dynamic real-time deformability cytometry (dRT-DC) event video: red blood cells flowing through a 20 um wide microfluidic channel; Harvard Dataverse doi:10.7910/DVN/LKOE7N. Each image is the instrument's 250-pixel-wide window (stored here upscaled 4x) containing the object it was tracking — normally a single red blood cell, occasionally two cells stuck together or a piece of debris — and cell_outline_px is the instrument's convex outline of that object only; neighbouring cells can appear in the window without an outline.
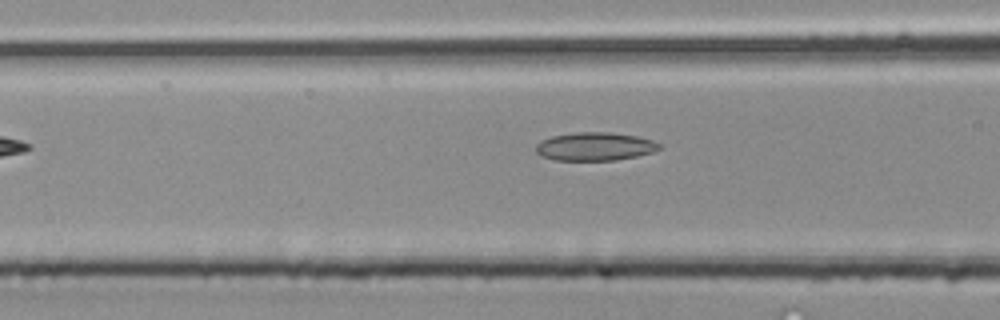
{"species": "common noctule bat (a hibernating species)", "species_latin": "Nyctalus noctula", "temperature_condition": "room temperature", "stored_images_in_passage": 27, "camera_frame_rate_fps": 3000, "um_per_image_px": 0.085, "animal": {"sex": "male", "body_mass_g": 20.4}, "frame": {"image": 1, "passage_image": 4, "time_ms": 1.0, "image_size_px": [1000, 320], "cell_outline_px": [[660, 148], [652, 152], [636, 156], [616, 160], [556, 160], [540, 156], [536, 152], [536, 144], [540, 140], [552, 136], [576, 132], [608, 132], [636, 136], [652, 140], [660, 144]], "centroid_in_image_um": [50.53, 12.45], "position_along_channel_um": 116.1, "area_um2": 20.29}}
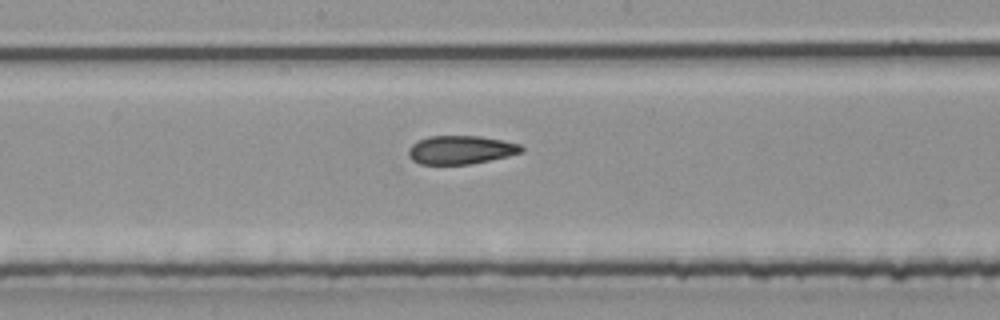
{"frame": {"image": 2, "passage_image": 10, "time_ms": 3.0, "image_size_px": [1000, 320], "cell_outline_px": [[524, 152], [508, 156], [468, 164], [420, 164], [412, 160], [408, 156], [408, 148], [416, 140], [428, 136], [480, 136], [520, 144], [524, 148]], "centroid_in_image_um": [39.13, 12.73], "position_along_channel_um": 209.1, "area_um2": 18.79}}
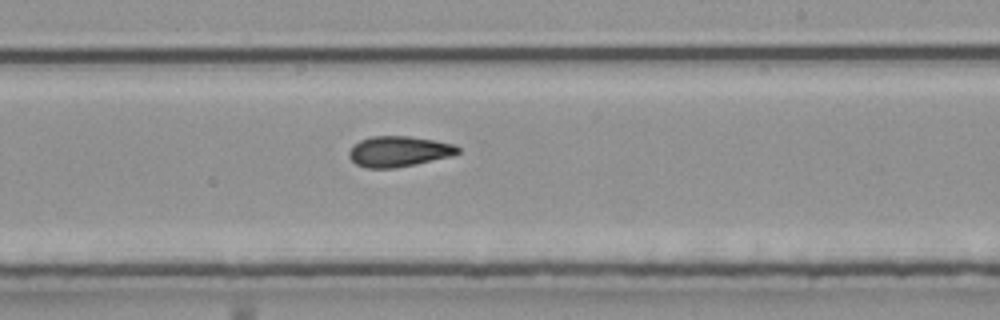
{"frame": {"image": 3, "passage_image": 13, "time_ms": 4.0, "image_size_px": [1000, 320], "cell_outline_px": [[460, 152], [452, 156], [416, 164], [396, 168], [364, 168], [356, 164], [348, 156], [348, 152], [360, 140], [372, 136], [408, 136], [456, 144], [460, 148]], "centroid_in_image_um": [33.92, 12.88], "position_along_channel_um": 255.1, "area_um2": 19.42}}